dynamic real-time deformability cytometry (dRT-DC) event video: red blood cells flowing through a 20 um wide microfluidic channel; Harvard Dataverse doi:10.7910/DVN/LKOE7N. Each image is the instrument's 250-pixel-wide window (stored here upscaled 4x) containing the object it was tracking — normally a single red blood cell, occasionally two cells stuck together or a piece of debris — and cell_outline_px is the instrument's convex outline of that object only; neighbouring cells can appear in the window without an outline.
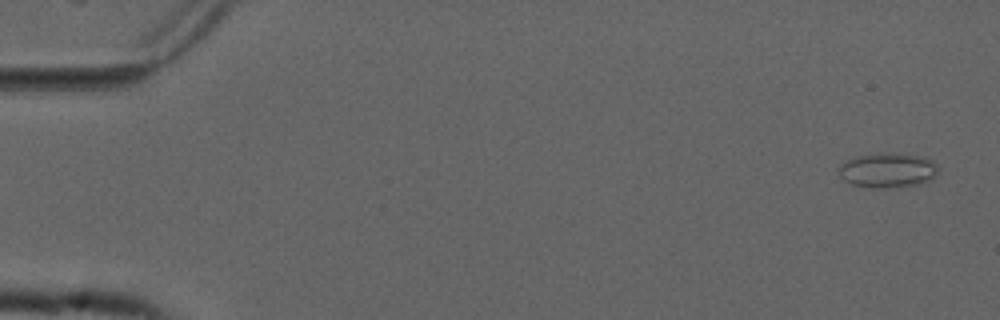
{"species": "common noctule bat (a hibernating species)", "species_latin": "Nyctalus noctula", "temperature_condition": "cold", "stored_images_in_passage": 14, "camera_frame_rate_fps": 3000, "um_per_image_px": 0.085, "animal": {"sex": "male", "forearm_length_mm": 52.5}, "frame": {"image": 1, "passage_image": 3, "time_ms": 0.667, "image_size_px": [1000, 320], "cell_outline_px": [[940, 168], [936, 176], [920, 184], [884, 188], [872, 188], [852, 184], [844, 180], [840, 176], [836, 168], [840, 164], [848, 160], [860, 156], [880, 152], [924, 156], [932, 160]], "centroid_in_image_um": [75.46, 14.47], "position_along_channel_um": 9.5, "area_um2": 20.29}}